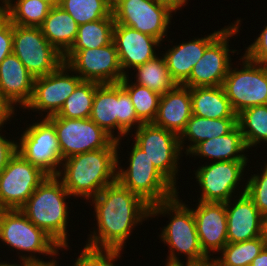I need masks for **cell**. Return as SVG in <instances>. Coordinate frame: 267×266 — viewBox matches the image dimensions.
Listing matches in <instances>:
<instances>
[{
  "mask_svg": "<svg viewBox=\"0 0 267 266\" xmlns=\"http://www.w3.org/2000/svg\"><path fill=\"white\" fill-rule=\"evenodd\" d=\"M90 200L98 226L89 234L90 247L123 249L134 228L150 218V205L118 180Z\"/></svg>",
  "mask_w": 267,
  "mask_h": 266,
  "instance_id": "1",
  "label": "cell"
},
{
  "mask_svg": "<svg viewBox=\"0 0 267 266\" xmlns=\"http://www.w3.org/2000/svg\"><path fill=\"white\" fill-rule=\"evenodd\" d=\"M120 140L107 148L88 151L62 161L57 177L69 194L89 200L117 180V154Z\"/></svg>",
  "mask_w": 267,
  "mask_h": 266,
  "instance_id": "2",
  "label": "cell"
},
{
  "mask_svg": "<svg viewBox=\"0 0 267 266\" xmlns=\"http://www.w3.org/2000/svg\"><path fill=\"white\" fill-rule=\"evenodd\" d=\"M178 196L179 194L150 206V218L162 214L170 216V222L163 227L159 235L169 247L165 266L181 264L182 260L178 257L181 254L187 256V263L201 262L209 258L201 249L192 208Z\"/></svg>",
  "mask_w": 267,
  "mask_h": 266,
  "instance_id": "3",
  "label": "cell"
},
{
  "mask_svg": "<svg viewBox=\"0 0 267 266\" xmlns=\"http://www.w3.org/2000/svg\"><path fill=\"white\" fill-rule=\"evenodd\" d=\"M71 195L57 176H47L20 208L22 213L38 228L43 229L60 246H68L69 207Z\"/></svg>",
  "mask_w": 267,
  "mask_h": 266,
  "instance_id": "4",
  "label": "cell"
},
{
  "mask_svg": "<svg viewBox=\"0 0 267 266\" xmlns=\"http://www.w3.org/2000/svg\"><path fill=\"white\" fill-rule=\"evenodd\" d=\"M90 119L116 141L133 132V127L135 130L143 124L136 115L129 94L120 83L99 84L96 87ZM114 130H117V136Z\"/></svg>",
  "mask_w": 267,
  "mask_h": 266,
  "instance_id": "5",
  "label": "cell"
},
{
  "mask_svg": "<svg viewBox=\"0 0 267 266\" xmlns=\"http://www.w3.org/2000/svg\"><path fill=\"white\" fill-rule=\"evenodd\" d=\"M132 145L130 154H128L130 156L127 169L120 167V154H117V165H119L117 166V180L131 192L139 195L150 206L177 195L179 193L177 188L158 171L146 152L135 143Z\"/></svg>",
  "mask_w": 267,
  "mask_h": 266,
  "instance_id": "6",
  "label": "cell"
},
{
  "mask_svg": "<svg viewBox=\"0 0 267 266\" xmlns=\"http://www.w3.org/2000/svg\"><path fill=\"white\" fill-rule=\"evenodd\" d=\"M0 241L5 246H11L13 251H22L19 256L21 262H44L36 257L37 253L56 259L58 250H61V246L43 229L36 227L20 209L6 210L3 213L0 220Z\"/></svg>",
  "mask_w": 267,
  "mask_h": 266,
  "instance_id": "7",
  "label": "cell"
},
{
  "mask_svg": "<svg viewBox=\"0 0 267 266\" xmlns=\"http://www.w3.org/2000/svg\"><path fill=\"white\" fill-rule=\"evenodd\" d=\"M112 3L115 23L151 35L161 43L167 38L172 13L178 11L161 0H112Z\"/></svg>",
  "mask_w": 267,
  "mask_h": 266,
  "instance_id": "8",
  "label": "cell"
},
{
  "mask_svg": "<svg viewBox=\"0 0 267 266\" xmlns=\"http://www.w3.org/2000/svg\"><path fill=\"white\" fill-rule=\"evenodd\" d=\"M242 69L233 68L231 64L223 88L233 111H241L267 104V66L257 64L243 55Z\"/></svg>",
  "mask_w": 267,
  "mask_h": 266,
  "instance_id": "9",
  "label": "cell"
},
{
  "mask_svg": "<svg viewBox=\"0 0 267 266\" xmlns=\"http://www.w3.org/2000/svg\"><path fill=\"white\" fill-rule=\"evenodd\" d=\"M131 135L135 139L133 142L146 152L158 171L177 188L178 164L183 153L179 136L153 123L141 124Z\"/></svg>",
  "mask_w": 267,
  "mask_h": 266,
  "instance_id": "10",
  "label": "cell"
},
{
  "mask_svg": "<svg viewBox=\"0 0 267 266\" xmlns=\"http://www.w3.org/2000/svg\"><path fill=\"white\" fill-rule=\"evenodd\" d=\"M240 22L241 19L237 18L206 47L202 58L197 61L189 78L182 85L189 88L223 85L232 62L230 53L237 51L229 49V39L240 32Z\"/></svg>",
  "mask_w": 267,
  "mask_h": 266,
  "instance_id": "11",
  "label": "cell"
},
{
  "mask_svg": "<svg viewBox=\"0 0 267 266\" xmlns=\"http://www.w3.org/2000/svg\"><path fill=\"white\" fill-rule=\"evenodd\" d=\"M13 53L34 78L50 74L63 63V55L40 27L13 25Z\"/></svg>",
  "mask_w": 267,
  "mask_h": 266,
  "instance_id": "12",
  "label": "cell"
},
{
  "mask_svg": "<svg viewBox=\"0 0 267 266\" xmlns=\"http://www.w3.org/2000/svg\"><path fill=\"white\" fill-rule=\"evenodd\" d=\"M29 124L17 140V151L48 176H57L62 158L54 125L47 119Z\"/></svg>",
  "mask_w": 267,
  "mask_h": 266,
  "instance_id": "13",
  "label": "cell"
},
{
  "mask_svg": "<svg viewBox=\"0 0 267 266\" xmlns=\"http://www.w3.org/2000/svg\"><path fill=\"white\" fill-rule=\"evenodd\" d=\"M56 130L62 160L107 148L114 139L90 118L70 119L53 115L47 118Z\"/></svg>",
  "mask_w": 267,
  "mask_h": 266,
  "instance_id": "14",
  "label": "cell"
},
{
  "mask_svg": "<svg viewBox=\"0 0 267 266\" xmlns=\"http://www.w3.org/2000/svg\"><path fill=\"white\" fill-rule=\"evenodd\" d=\"M48 175L18 151L0 173V201L7 210L20 209Z\"/></svg>",
  "mask_w": 267,
  "mask_h": 266,
  "instance_id": "15",
  "label": "cell"
},
{
  "mask_svg": "<svg viewBox=\"0 0 267 266\" xmlns=\"http://www.w3.org/2000/svg\"><path fill=\"white\" fill-rule=\"evenodd\" d=\"M69 73H71V75ZM75 74L76 73L63 62L50 74L35 78L33 96L24 109H31L33 112L37 111L39 115L40 113L41 116L43 115V118L56 115L68 96L71 95L76 87L83 81ZM43 112L46 115H44Z\"/></svg>",
  "mask_w": 267,
  "mask_h": 266,
  "instance_id": "16",
  "label": "cell"
},
{
  "mask_svg": "<svg viewBox=\"0 0 267 266\" xmlns=\"http://www.w3.org/2000/svg\"><path fill=\"white\" fill-rule=\"evenodd\" d=\"M248 161H211L199 166L195 171V179L202 192L198 201L226 203L233 199L232 195L239 190L238 184L243 179Z\"/></svg>",
  "mask_w": 267,
  "mask_h": 266,
  "instance_id": "17",
  "label": "cell"
},
{
  "mask_svg": "<svg viewBox=\"0 0 267 266\" xmlns=\"http://www.w3.org/2000/svg\"><path fill=\"white\" fill-rule=\"evenodd\" d=\"M65 63L83 81L115 84L125 77L114 41L103 47L78 50Z\"/></svg>",
  "mask_w": 267,
  "mask_h": 266,
  "instance_id": "18",
  "label": "cell"
},
{
  "mask_svg": "<svg viewBox=\"0 0 267 266\" xmlns=\"http://www.w3.org/2000/svg\"><path fill=\"white\" fill-rule=\"evenodd\" d=\"M113 41L125 76L129 75V69L133 70L158 55L156 48L161 45L157 38L117 23L113 29Z\"/></svg>",
  "mask_w": 267,
  "mask_h": 266,
  "instance_id": "19",
  "label": "cell"
},
{
  "mask_svg": "<svg viewBox=\"0 0 267 266\" xmlns=\"http://www.w3.org/2000/svg\"><path fill=\"white\" fill-rule=\"evenodd\" d=\"M192 208L196 222L199 243L203 252L210 258V251L219 253L228 243L227 215L225 203L198 201Z\"/></svg>",
  "mask_w": 267,
  "mask_h": 266,
  "instance_id": "20",
  "label": "cell"
},
{
  "mask_svg": "<svg viewBox=\"0 0 267 266\" xmlns=\"http://www.w3.org/2000/svg\"><path fill=\"white\" fill-rule=\"evenodd\" d=\"M238 199L233 198L225 203L227 215L228 243H238L261 236L263 216L255 206L253 200L246 194L243 187Z\"/></svg>",
  "mask_w": 267,
  "mask_h": 266,
  "instance_id": "21",
  "label": "cell"
},
{
  "mask_svg": "<svg viewBox=\"0 0 267 266\" xmlns=\"http://www.w3.org/2000/svg\"><path fill=\"white\" fill-rule=\"evenodd\" d=\"M34 79L14 53L0 63V96L13 111L17 105L24 109L31 101Z\"/></svg>",
  "mask_w": 267,
  "mask_h": 266,
  "instance_id": "22",
  "label": "cell"
},
{
  "mask_svg": "<svg viewBox=\"0 0 267 266\" xmlns=\"http://www.w3.org/2000/svg\"><path fill=\"white\" fill-rule=\"evenodd\" d=\"M192 115L191 88L177 84L161 95L153 124L180 136Z\"/></svg>",
  "mask_w": 267,
  "mask_h": 266,
  "instance_id": "23",
  "label": "cell"
},
{
  "mask_svg": "<svg viewBox=\"0 0 267 266\" xmlns=\"http://www.w3.org/2000/svg\"><path fill=\"white\" fill-rule=\"evenodd\" d=\"M215 30L207 36L174 45L162 54L168 71L176 84L182 85L190 76L192 68L202 58L206 47L226 28Z\"/></svg>",
  "mask_w": 267,
  "mask_h": 266,
  "instance_id": "24",
  "label": "cell"
},
{
  "mask_svg": "<svg viewBox=\"0 0 267 266\" xmlns=\"http://www.w3.org/2000/svg\"><path fill=\"white\" fill-rule=\"evenodd\" d=\"M247 151L241 129L237 125L228 134L200 142L188 155L211 158L213 162L236 161L248 160L247 154H244Z\"/></svg>",
  "mask_w": 267,
  "mask_h": 266,
  "instance_id": "25",
  "label": "cell"
},
{
  "mask_svg": "<svg viewBox=\"0 0 267 266\" xmlns=\"http://www.w3.org/2000/svg\"><path fill=\"white\" fill-rule=\"evenodd\" d=\"M40 28L49 43L64 56L75 42L78 24L60 6H53Z\"/></svg>",
  "mask_w": 267,
  "mask_h": 266,
  "instance_id": "26",
  "label": "cell"
},
{
  "mask_svg": "<svg viewBox=\"0 0 267 266\" xmlns=\"http://www.w3.org/2000/svg\"><path fill=\"white\" fill-rule=\"evenodd\" d=\"M192 114L210 119L237 118L223 86L191 88Z\"/></svg>",
  "mask_w": 267,
  "mask_h": 266,
  "instance_id": "27",
  "label": "cell"
},
{
  "mask_svg": "<svg viewBox=\"0 0 267 266\" xmlns=\"http://www.w3.org/2000/svg\"><path fill=\"white\" fill-rule=\"evenodd\" d=\"M237 126V118L210 119L192 115L184 131L179 136L182 151L188 153L200 142L228 134ZM188 138V139H187ZM190 144L185 147V141ZM184 147V148H183Z\"/></svg>",
  "mask_w": 267,
  "mask_h": 266,
  "instance_id": "28",
  "label": "cell"
},
{
  "mask_svg": "<svg viewBox=\"0 0 267 266\" xmlns=\"http://www.w3.org/2000/svg\"><path fill=\"white\" fill-rule=\"evenodd\" d=\"M113 13L106 18L78 25L75 42L63 56L65 63L76 51L106 46L113 41Z\"/></svg>",
  "mask_w": 267,
  "mask_h": 266,
  "instance_id": "29",
  "label": "cell"
},
{
  "mask_svg": "<svg viewBox=\"0 0 267 266\" xmlns=\"http://www.w3.org/2000/svg\"><path fill=\"white\" fill-rule=\"evenodd\" d=\"M160 57L156 55L150 61L135 67L133 69L134 73L137 72L134 77V79L136 78L134 83L163 95L177 84L168 71L163 55Z\"/></svg>",
  "mask_w": 267,
  "mask_h": 266,
  "instance_id": "30",
  "label": "cell"
},
{
  "mask_svg": "<svg viewBox=\"0 0 267 266\" xmlns=\"http://www.w3.org/2000/svg\"><path fill=\"white\" fill-rule=\"evenodd\" d=\"M237 125L247 149L267 143V104L247 108L237 115Z\"/></svg>",
  "mask_w": 267,
  "mask_h": 266,
  "instance_id": "31",
  "label": "cell"
},
{
  "mask_svg": "<svg viewBox=\"0 0 267 266\" xmlns=\"http://www.w3.org/2000/svg\"><path fill=\"white\" fill-rule=\"evenodd\" d=\"M131 81L127 75L119 83L129 94L137 117L143 123H153L158 112L161 95Z\"/></svg>",
  "mask_w": 267,
  "mask_h": 266,
  "instance_id": "32",
  "label": "cell"
},
{
  "mask_svg": "<svg viewBox=\"0 0 267 266\" xmlns=\"http://www.w3.org/2000/svg\"><path fill=\"white\" fill-rule=\"evenodd\" d=\"M93 81H82L71 95L68 96L60 111L56 114L62 118H90L96 87Z\"/></svg>",
  "mask_w": 267,
  "mask_h": 266,
  "instance_id": "33",
  "label": "cell"
},
{
  "mask_svg": "<svg viewBox=\"0 0 267 266\" xmlns=\"http://www.w3.org/2000/svg\"><path fill=\"white\" fill-rule=\"evenodd\" d=\"M264 247L261 236L243 242L227 243L219 252L221 256H215L214 259L217 266H250Z\"/></svg>",
  "mask_w": 267,
  "mask_h": 266,
  "instance_id": "34",
  "label": "cell"
},
{
  "mask_svg": "<svg viewBox=\"0 0 267 266\" xmlns=\"http://www.w3.org/2000/svg\"><path fill=\"white\" fill-rule=\"evenodd\" d=\"M59 6L81 25L109 17L113 3L112 0H60Z\"/></svg>",
  "mask_w": 267,
  "mask_h": 266,
  "instance_id": "35",
  "label": "cell"
},
{
  "mask_svg": "<svg viewBox=\"0 0 267 266\" xmlns=\"http://www.w3.org/2000/svg\"><path fill=\"white\" fill-rule=\"evenodd\" d=\"M13 1L7 6L13 25L40 27L52 7L43 0Z\"/></svg>",
  "mask_w": 267,
  "mask_h": 266,
  "instance_id": "36",
  "label": "cell"
},
{
  "mask_svg": "<svg viewBox=\"0 0 267 266\" xmlns=\"http://www.w3.org/2000/svg\"><path fill=\"white\" fill-rule=\"evenodd\" d=\"M83 250V251H82ZM73 266H116L123 249L94 248L85 245Z\"/></svg>",
  "mask_w": 267,
  "mask_h": 266,
  "instance_id": "37",
  "label": "cell"
},
{
  "mask_svg": "<svg viewBox=\"0 0 267 266\" xmlns=\"http://www.w3.org/2000/svg\"><path fill=\"white\" fill-rule=\"evenodd\" d=\"M262 173L251 174L246 186V194L253 200L263 217L267 216V163Z\"/></svg>",
  "mask_w": 267,
  "mask_h": 266,
  "instance_id": "38",
  "label": "cell"
},
{
  "mask_svg": "<svg viewBox=\"0 0 267 266\" xmlns=\"http://www.w3.org/2000/svg\"><path fill=\"white\" fill-rule=\"evenodd\" d=\"M245 56L260 65L267 66V25L259 37L257 36L256 40L251 43L248 47H245Z\"/></svg>",
  "mask_w": 267,
  "mask_h": 266,
  "instance_id": "39",
  "label": "cell"
},
{
  "mask_svg": "<svg viewBox=\"0 0 267 266\" xmlns=\"http://www.w3.org/2000/svg\"><path fill=\"white\" fill-rule=\"evenodd\" d=\"M0 126V132L2 131ZM17 152V140L8 139L0 133V173L6 167L9 159Z\"/></svg>",
  "mask_w": 267,
  "mask_h": 266,
  "instance_id": "40",
  "label": "cell"
},
{
  "mask_svg": "<svg viewBox=\"0 0 267 266\" xmlns=\"http://www.w3.org/2000/svg\"><path fill=\"white\" fill-rule=\"evenodd\" d=\"M13 53V24L9 22L0 31V63Z\"/></svg>",
  "mask_w": 267,
  "mask_h": 266,
  "instance_id": "41",
  "label": "cell"
},
{
  "mask_svg": "<svg viewBox=\"0 0 267 266\" xmlns=\"http://www.w3.org/2000/svg\"><path fill=\"white\" fill-rule=\"evenodd\" d=\"M10 106L1 98L0 96V126H4V124H7L12 119L16 113H14Z\"/></svg>",
  "mask_w": 267,
  "mask_h": 266,
  "instance_id": "42",
  "label": "cell"
},
{
  "mask_svg": "<svg viewBox=\"0 0 267 266\" xmlns=\"http://www.w3.org/2000/svg\"><path fill=\"white\" fill-rule=\"evenodd\" d=\"M10 22V14L7 6L0 5V31Z\"/></svg>",
  "mask_w": 267,
  "mask_h": 266,
  "instance_id": "43",
  "label": "cell"
},
{
  "mask_svg": "<svg viewBox=\"0 0 267 266\" xmlns=\"http://www.w3.org/2000/svg\"><path fill=\"white\" fill-rule=\"evenodd\" d=\"M250 266H267V248H263L261 253L253 259Z\"/></svg>",
  "mask_w": 267,
  "mask_h": 266,
  "instance_id": "44",
  "label": "cell"
},
{
  "mask_svg": "<svg viewBox=\"0 0 267 266\" xmlns=\"http://www.w3.org/2000/svg\"><path fill=\"white\" fill-rule=\"evenodd\" d=\"M183 263L185 262H182L181 264H178L176 266H217V263L214 259V257H210L204 261H201V262H191V263H187L184 265Z\"/></svg>",
  "mask_w": 267,
  "mask_h": 266,
  "instance_id": "45",
  "label": "cell"
},
{
  "mask_svg": "<svg viewBox=\"0 0 267 266\" xmlns=\"http://www.w3.org/2000/svg\"><path fill=\"white\" fill-rule=\"evenodd\" d=\"M261 237H262L265 248H267V216L263 217V220H262Z\"/></svg>",
  "mask_w": 267,
  "mask_h": 266,
  "instance_id": "46",
  "label": "cell"
},
{
  "mask_svg": "<svg viewBox=\"0 0 267 266\" xmlns=\"http://www.w3.org/2000/svg\"><path fill=\"white\" fill-rule=\"evenodd\" d=\"M171 4L176 10H180V8L184 7L188 2V0H161Z\"/></svg>",
  "mask_w": 267,
  "mask_h": 266,
  "instance_id": "47",
  "label": "cell"
},
{
  "mask_svg": "<svg viewBox=\"0 0 267 266\" xmlns=\"http://www.w3.org/2000/svg\"><path fill=\"white\" fill-rule=\"evenodd\" d=\"M58 262L52 258V260H47L44 262H29V266H58Z\"/></svg>",
  "mask_w": 267,
  "mask_h": 266,
  "instance_id": "48",
  "label": "cell"
},
{
  "mask_svg": "<svg viewBox=\"0 0 267 266\" xmlns=\"http://www.w3.org/2000/svg\"><path fill=\"white\" fill-rule=\"evenodd\" d=\"M21 264V265H20ZM20 264H16L15 262L13 264L7 263V261L2 262V266H29V262H21Z\"/></svg>",
  "mask_w": 267,
  "mask_h": 266,
  "instance_id": "49",
  "label": "cell"
},
{
  "mask_svg": "<svg viewBox=\"0 0 267 266\" xmlns=\"http://www.w3.org/2000/svg\"><path fill=\"white\" fill-rule=\"evenodd\" d=\"M46 1L48 4H50L52 7L53 6H59L60 0H43Z\"/></svg>",
  "mask_w": 267,
  "mask_h": 266,
  "instance_id": "50",
  "label": "cell"
},
{
  "mask_svg": "<svg viewBox=\"0 0 267 266\" xmlns=\"http://www.w3.org/2000/svg\"><path fill=\"white\" fill-rule=\"evenodd\" d=\"M7 209L3 206V204L0 201V220L2 218L3 213L6 211Z\"/></svg>",
  "mask_w": 267,
  "mask_h": 266,
  "instance_id": "51",
  "label": "cell"
},
{
  "mask_svg": "<svg viewBox=\"0 0 267 266\" xmlns=\"http://www.w3.org/2000/svg\"><path fill=\"white\" fill-rule=\"evenodd\" d=\"M2 3H0V5H4V6H8L12 0H0Z\"/></svg>",
  "mask_w": 267,
  "mask_h": 266,
  "instance_id": "52",
  "label": "cell"
}]
</instances>
